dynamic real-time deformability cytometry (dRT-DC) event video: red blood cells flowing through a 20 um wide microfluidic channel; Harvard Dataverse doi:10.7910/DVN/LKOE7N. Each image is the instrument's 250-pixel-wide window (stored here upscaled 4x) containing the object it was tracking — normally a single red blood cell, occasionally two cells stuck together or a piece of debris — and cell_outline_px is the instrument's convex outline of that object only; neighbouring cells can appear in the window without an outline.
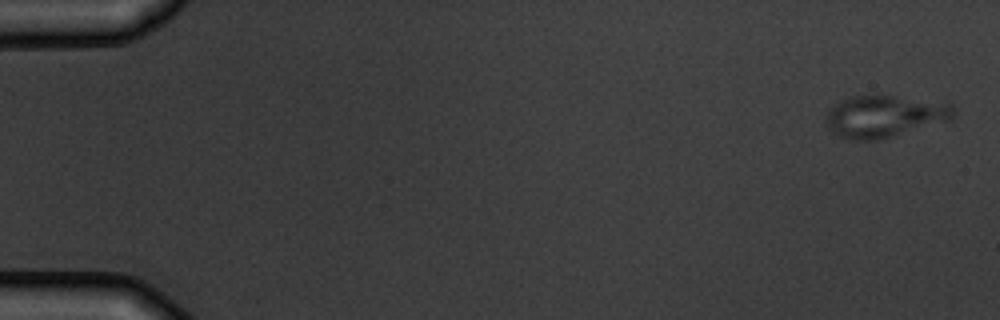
{"species": "common noctule bat (a hibernating species)", "species_latin": "Nyctalus noctula", "temperature_condition": "warm", "stored_images_in_passage": 4, "camera_frame_rate_fps": 3000, "um_per_image_px": 0.085, "animal": {"sex": "male", "body_mass_g": 19.5, "forearm_length_mm": 54.6}, "frame": {"image": 1, "passage_image": 1, "time_ms": 0.0, "image_size_px": [1000, 320], "cell_outline_px": [[956, 116], [948, 120], [880, 140], [852, 140], [840, 136], [832, 132], [828, 128], [824, 120], [824, 116], [828, 108], [840, 100], [848, 96], [896, 96], [952, 100]], "centroid_in_image_um": [75.22, 9.85], "position_along_channel_um": 9.8, "area_um2": 32.08}}